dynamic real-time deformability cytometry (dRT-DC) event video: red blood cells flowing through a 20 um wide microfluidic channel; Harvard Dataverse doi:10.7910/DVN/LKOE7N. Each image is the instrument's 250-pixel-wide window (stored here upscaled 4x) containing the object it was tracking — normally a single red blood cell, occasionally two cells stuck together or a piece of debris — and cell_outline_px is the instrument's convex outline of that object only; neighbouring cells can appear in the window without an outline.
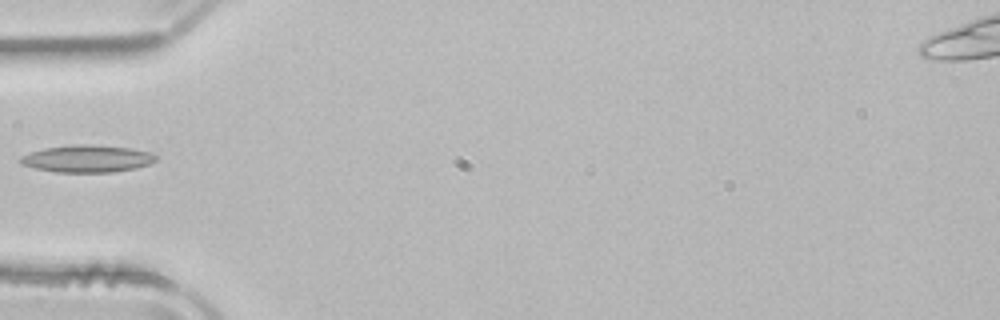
{"species": "common noctule bat (a hibernating species)", "species_latin": "Nyctalus noctula", "temperature_condition": "room temperature", "stored_images_in_passage": 5, "camera_frame_rate_fps": 3000, "um_per_image_px": 0.085, "animal": {"sex": "male", "body_mass_g": 21.5, "forearm_length_mm": 52.0}, "frame": {"image": 1, "passage_image": 5, "time_ms": 1.333, "image_size_px": [1000, 320], "cell_outline_px": [[156, 160], [152, 164], [136, 168], [112, 172], [56, 172], [36, 168], [20, 164], [16, 160], [20, 156], [44, 148], [76, 144], [88, 144], [132, 148], [152, 152], [156, 156]], "centroid_in_image_um": [7.42, 13.48], "position_along_channel_um": 77.6, "area_um2": 21.68}}